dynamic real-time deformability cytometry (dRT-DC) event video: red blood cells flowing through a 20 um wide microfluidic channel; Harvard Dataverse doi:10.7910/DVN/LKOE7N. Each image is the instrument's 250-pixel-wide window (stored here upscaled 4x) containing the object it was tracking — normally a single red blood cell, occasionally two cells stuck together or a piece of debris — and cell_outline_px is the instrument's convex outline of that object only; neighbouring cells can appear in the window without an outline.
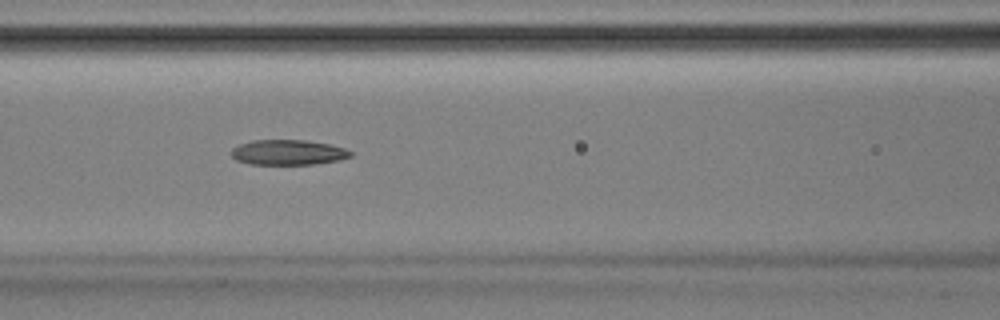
{"species": "Egyptian fruit bat (a non-hibernating species)", "species_latin": "Rousettus aegyptiacus", "temperature_condition": "room temperature", "stored_images_in_passage": 51, "camera_frame_rate_fps": 3000, "um_per_image_px": 0.085, "animal": {"sex": "male"}, "frame": {"image": 1, "passage_image": 22, "time_ms": 7.0, "image_size_px": [1000, 320], "cell_outline_px": [[352, 156], [340, 160], [316, 164], [248, 164], [236, 160], [228, 152], [232, 148], [240, 144], [252, 140], [304, 140], [328, 144], [344, 148], [352, 152]], "centroid_in_image_um": [24.45, 12.95], "position_along_channel_um": 142.1, "area_um2": 17.57}}
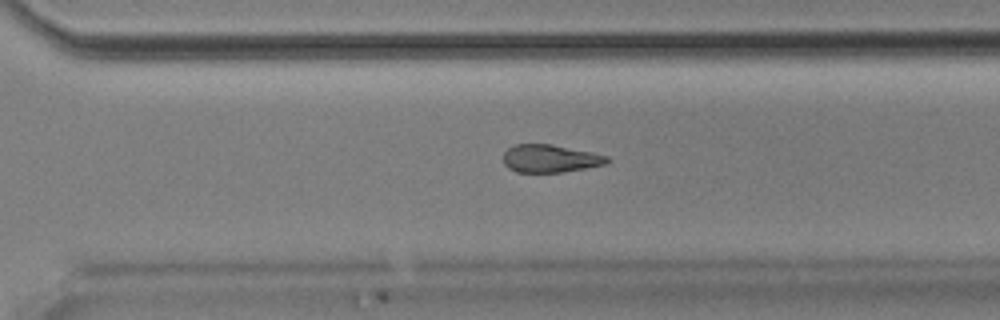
{"frame": {"image": 2, "passage_image": 36, "time_ms": 11.667, "image_size_px": [1000, 320], "cell_outline_px": [[612, 160], [604, 164], [564, 172], [516, 172], [508, 168], [504, 164], [504, 152], [508, 148], [516, 144], [552, 144], [592, 152], [608, 156]], "centroid_in_image_um": [46.76, 13.47], "position_along_channel_um": 323.8, "area_um2": 16.82}}
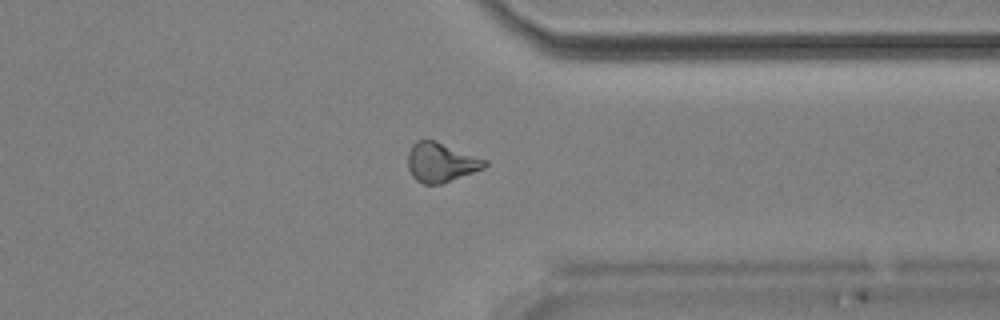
{"frame": {"image": 3, "passage_image": 40, "time_ms": 13.0, "image_size_px": [1000, 320], "cell_outline_px": [[488, 164], [484, 168], [440, 184], [424, 184], [416, 180], [412, 176], [408, 168], [408, 152], [412, 144], [416, 140], [436, 140], [488, 160]], "centroid_in_image_um": [37.48, 13.78], "position_along_channel_um": 373.9, "area_um2": 17.69}, "authors_computed_cell_mechanics": {"area_um2": 18.207, "velocity_mm_per_s": 3.9016, "shape_relaxation_time_tau1_ms": null, "shape_relaxation_time_tau2_ms": 8.3361, "deformation_change_tau1": null, "deformation_change_tau2": 0.2023}}